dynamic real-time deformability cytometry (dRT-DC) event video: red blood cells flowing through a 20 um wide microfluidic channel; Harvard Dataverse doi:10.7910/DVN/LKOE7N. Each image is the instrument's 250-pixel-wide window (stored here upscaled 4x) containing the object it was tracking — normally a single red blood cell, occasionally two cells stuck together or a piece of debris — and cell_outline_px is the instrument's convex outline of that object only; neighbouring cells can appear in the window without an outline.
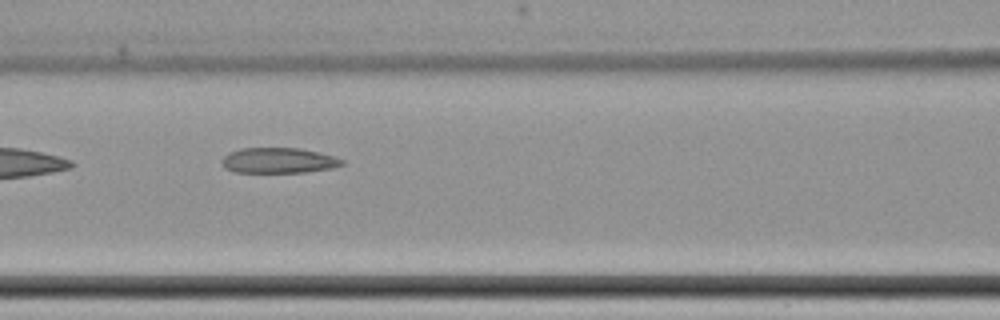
{"species": "common noctule bat (a hibernating species)", "species_latin": "Nyctalus noctula", "temperature_condition": "cold", "stored_images_in_passage": 14, "camera_frame_rate_fps": 3000, "um_per_image_px": 0.085, "animal": {"sex": "female", "body_mass_g": 22.7, "forearm_length_mm": 54.2}, "frame": {"image": 1, "passage_image": 7, "time_ms": 8.333, "image_size_px": [1000, 320], "cell_outline_px": [[344, 164], [332, 168], [304, 172], [236, 172], [224, 168], [220, 164], [220, 160], [228, 152], [240, 148], [300, 148], [320, 152], [344, 160]], "centroid_in_image_um": [23.63, 13.63], "position_along_channel_um": 143.0, "area_um2": 17.92}}
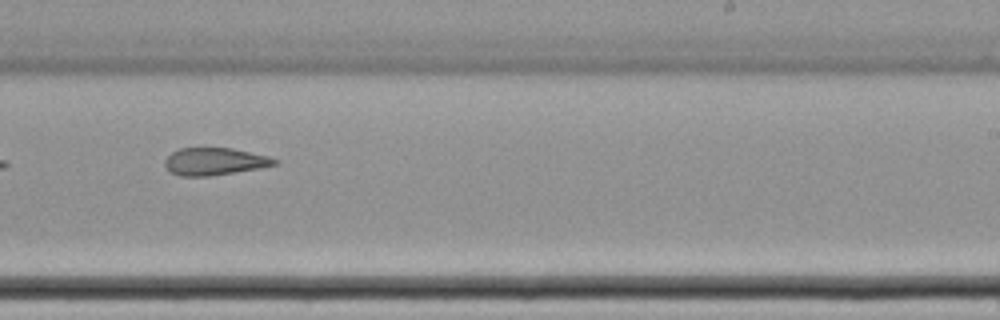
{"frame": {"image": 2, "passage_image": 10, "time_ms": 12.0, "image_size_px": [1000, 320], "cell_outline_px": [[280, 160], [276, 164], [260, 168], [236, 172], [208, 176], [180, 176], [172, 172], [164, 164], [164, 160], [172, 152], [180, 148], [232, 148], [268, 156]], "centroid_in_image_um": [18.25, 13.72], "position_along_channel_um": 270.7, "area_um2": 17.4}}
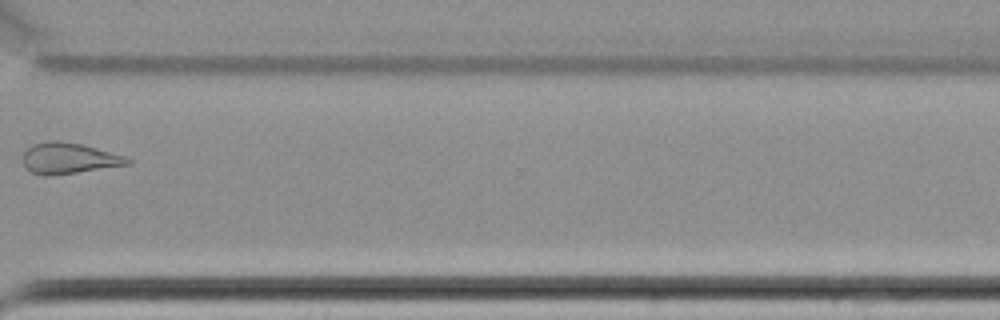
{"frame": {"image": 3, "passage_image": 12, "time_ms": 14.667, "image_size_px": [1000, 320], "cell_outline_px": [[132, 164], [48, 176], [44, 176], [32, 172], [24, 164], [24, 152], [32, 144], [48, 140], [56, 140], [80, 144], [128, 156], [132, 160]], "centroid_in_image_um": [5.89, 13.45], "position_along_channel_um": 364.7, "area_um2": 18.79}, "authors_computed_cell_mechanics": {"area_um2": 21.4149, "velocity_mm_per_s": 3.487, "shape_relaxation_time_tau1_ms": null, "shape_relaxation_time_tau2_ms": 3.3779, "deformation_change_tau1": null, "deformation_change_tau2": 0.1035}}